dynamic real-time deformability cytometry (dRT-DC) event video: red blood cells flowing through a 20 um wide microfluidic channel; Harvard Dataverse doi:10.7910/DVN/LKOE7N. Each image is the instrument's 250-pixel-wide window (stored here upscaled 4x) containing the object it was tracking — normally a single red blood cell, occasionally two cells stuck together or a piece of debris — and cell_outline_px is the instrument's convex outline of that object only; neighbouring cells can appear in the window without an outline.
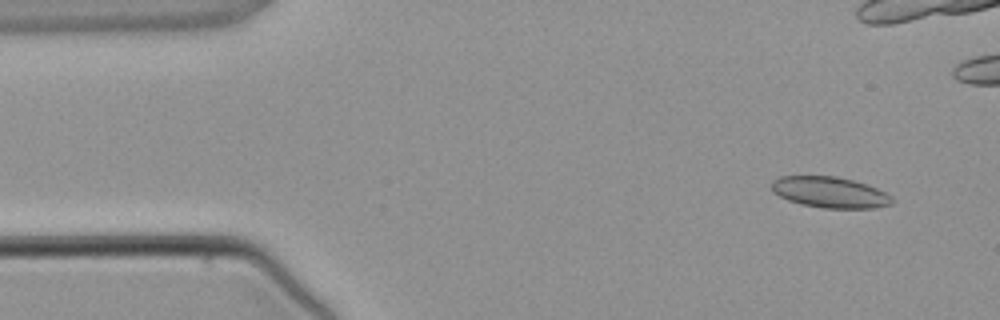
{"species": "common noctule bat (a hibernating species)", "species_latin": "Nyctalus noctula", "temperature_condition": "warm", "stored_images_in_passage": 5, "camera_frame_rate_fps": 3000, "um_per_image_px": 0.085, "animal": {"sex": "male", "body_mass_g": 21.5, "forearm_length_mm": 52.0}, "frame": {"image": 1, "passage_image": 2, "time_ms": 1.0, "image_size_px": [1000, 320], "cell_outline_px": [[892, 204], [876, 208], [824, 208], [800, 204], [788, 200], [772, 192], [772, 180], [780, 176], [836, 176], [852, 180], [876, 188], [892, 196]], "centroid_in_image_um": [70.52, 16.35], "position_along_channel_um": 14.5, "area_um2": 21.68}}